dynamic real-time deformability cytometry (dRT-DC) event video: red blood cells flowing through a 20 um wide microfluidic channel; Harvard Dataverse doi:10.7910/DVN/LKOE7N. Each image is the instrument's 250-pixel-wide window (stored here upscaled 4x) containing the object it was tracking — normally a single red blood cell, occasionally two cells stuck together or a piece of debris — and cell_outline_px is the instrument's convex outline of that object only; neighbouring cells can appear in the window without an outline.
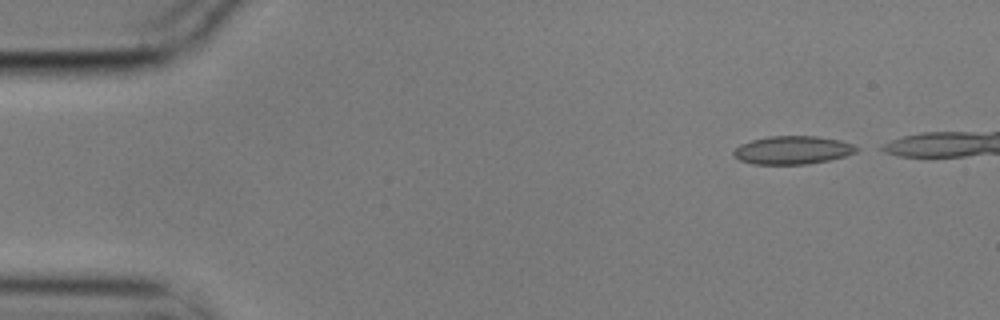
{"species": "common noctule bat (a hibernating species)", "species_latin": "Nyctalus noctula", "temperature_condition": "cold", "stored_images_in_passage": 5, "camera_frame_rate_fps": 3000, "um_per_image_px": 0.085, "animal": {"sex": "male", "body_mass_g": 17.9}, "frame": {"image": 1, "passage_image": 1, "time_ms": 0.0, "image_size_px": [1000, 320], "cell_outline_px": [[860, 148], [856, 152], [844, 156], [828, 160], [808, 164], [752, 164], [740, 160], [732, 152], [740, 144], [752, 140], [768, 136], [816, 136], [840, 140], [852, 144]], "centroid_in_image_um": [67.38, 12.75], "position_along_channel_um": 17.6, "area_um2": 20.11}}